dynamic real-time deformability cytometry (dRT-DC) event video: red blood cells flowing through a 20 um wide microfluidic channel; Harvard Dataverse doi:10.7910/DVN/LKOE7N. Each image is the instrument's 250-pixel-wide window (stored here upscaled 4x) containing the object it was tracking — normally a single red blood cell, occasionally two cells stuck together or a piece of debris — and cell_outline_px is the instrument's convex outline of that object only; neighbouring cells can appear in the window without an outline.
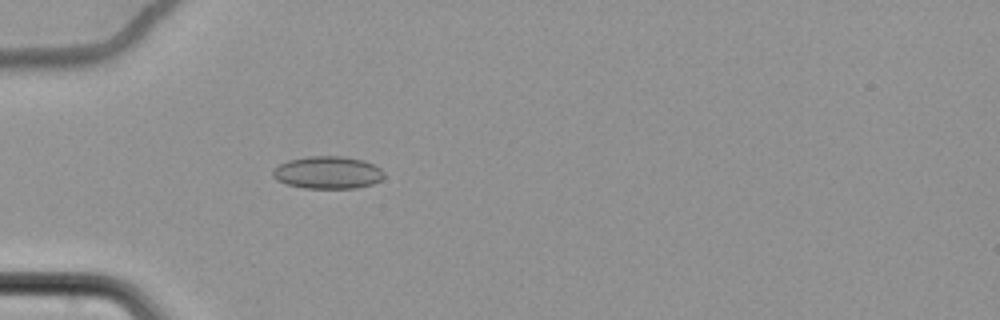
{"species": "common noctule bat (a hibernating species)", "species_latin": "Nyctalus noctula", "temperature_condition": "cold", "stored_images_in_passage": 64, "camera_frame_rate_fps": 3000, "um_per_image_px": 0.085, "animal": {"sex": "female", "body_mass_g": 22.7, "forearm_length_mm": 54.2}, "frame": {"image": 1, "passage_image": 23, "time_ms": 7.333, "image_size_px": [1000, 320], "cell_outline_px": [[384, 176], [380, 180], [372, 184], [356, 188], [304, 188], [288, 184], [276, 180], [272, 176], [272, 172], [280, 164], [288, 160], [308, 156], [340, 156], [364, 160], [380, 168], [384, 172]], "centroid_in_image_um": [27.86, 14.66], "position_along_channel_um": 57.1, "area_um2": 20.98}}
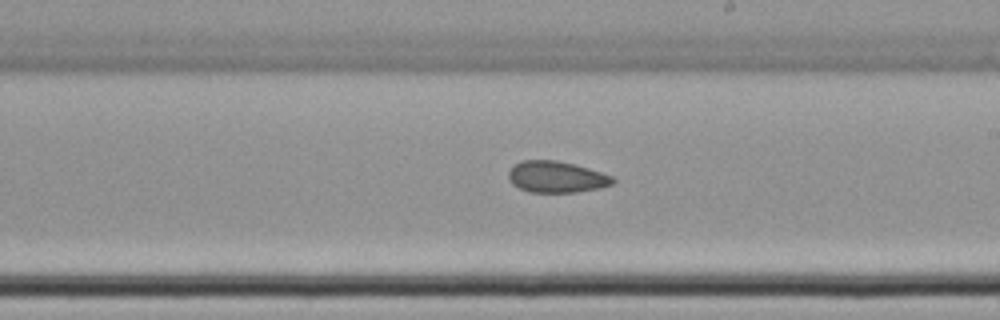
{"frame": {"image": 2, "passage_image": 40, "time_ms": 13.0, "image_size_px": [1000, 320], "cell_outline_px": [[616, 180], [612, 184], [600, 188], [576, 192], [528, 192], [512, 184], [508, 176], [508, 172], [516, 164], [524, 160], [556, 160], [572, 164], [600, 172], [612, 176]], "centroid_in_image_um": [47.29, 15.05], "position_along_channel_um": 241.7, "area_um2": 18.84}}
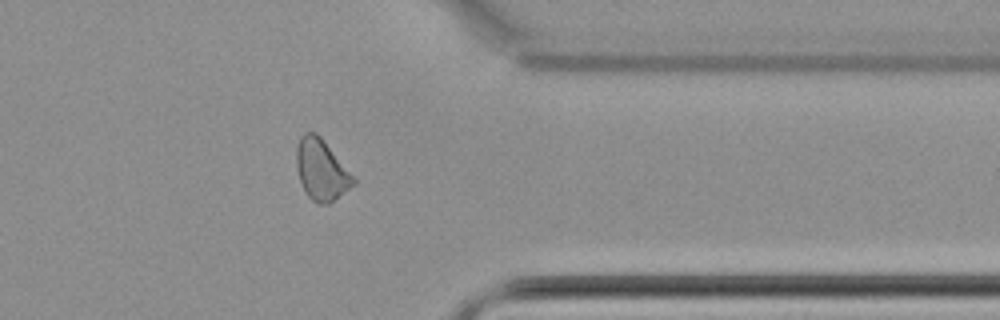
{"frame": {"image": 3, "passage_image": 53, "time_ms": 17.333, "image_size_px": [1000, 320], "cell_outline_px": [[356, 184], [328, 204], [316, 204], [308, 196], [300, 180], [296, 164], [296, 148], [300, 136], [304, 132], [316, 132], [320, 136], [356, 180]], "centroid_in_image_um": [27.3, 14.44], "position_along_channel_um": 384.1, "area_um2": 19.94}, "authors_computed_cell_mechanics": {"area_um2": 20.1722, "velocity_mm_per_s": 3.4653, "shape_relaxation_time_tau1_ms": null, "shape_relaxation_time_tau2_ms": 4.9105, "deformation_change_tau1": null, "deformation_change_tau2": 0.0954}}